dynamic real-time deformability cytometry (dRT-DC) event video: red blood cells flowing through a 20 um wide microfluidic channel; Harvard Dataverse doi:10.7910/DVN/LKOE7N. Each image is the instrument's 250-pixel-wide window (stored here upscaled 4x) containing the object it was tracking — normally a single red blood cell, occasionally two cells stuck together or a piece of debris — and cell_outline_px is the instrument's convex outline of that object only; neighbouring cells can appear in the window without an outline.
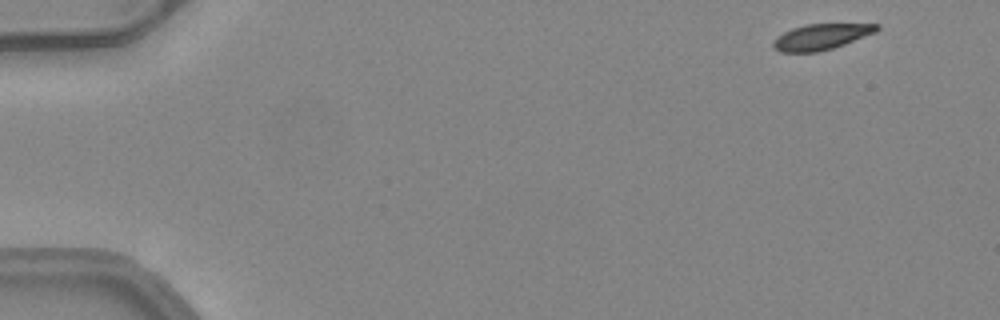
{"species": "common noctule bat (a hibernating species)", "species_latin": "Nyctalus noctula", "temperature_condition": "warm", "stored_images_in_passage": 48, "camera_frame_rate_fps": 3000, "um_per_image_px": 0.085, "animal": {"sex": "female", "body_mass_g": 24.6, "forearm_length_mm": 56.2}, "frame": {"image": 1, "passage_image": 1, "time_ms": 0.0, "image_size_px": [1000, 320], "cell_outline_px": [[880, 28], [876, 32], [844, 44], [832, 48], [816, 52], [780, 52], [772, 48], [772, 40], [776, 36], [792, 28], [804, 24], [880, 24]], "centroid_in_image_um": [69.75, 3.13], "position_along_channel_um": 15.3, "area_um2": 15.61}}
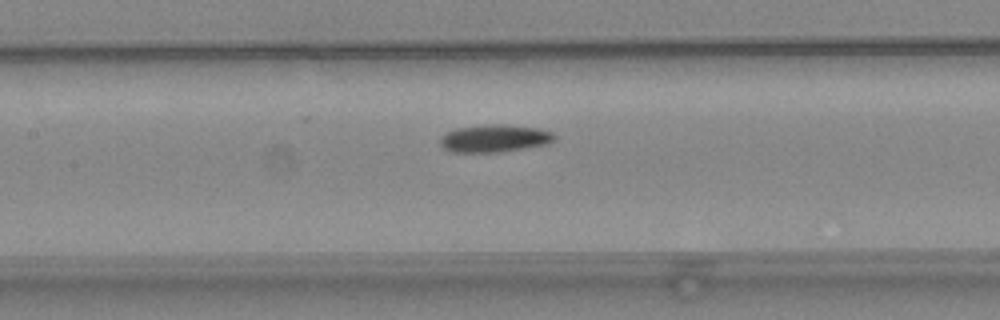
{"frame": {"image": 2, "passage_image": 22, "time_ms": 7.0, "image_size_px": [1000, 320], "cell_outline_px": [[556, 140], [548, 144], [500, 152], [452, 152], [444, 148], [440, 144], [440, 136], [456, 128], [488, 124], [500, 124], [536, 128], [552, 132], [556, 136]], "centroid_in_image_um": [42.04, 11.76], "position_along_channel_um": 165.4, "area_um2": 18.32}}
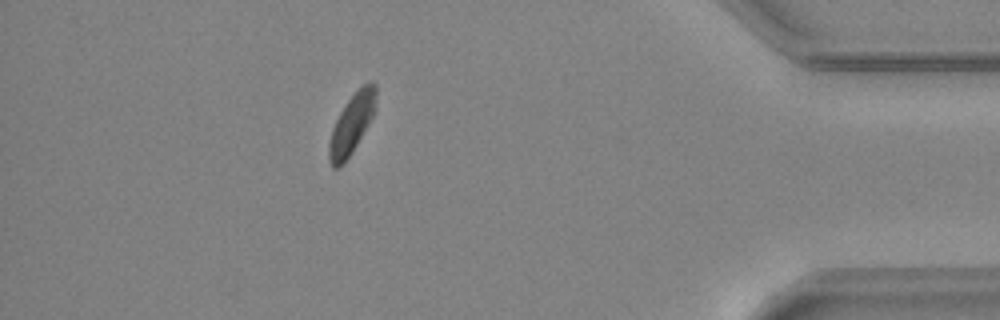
{"frame": {"image": 3, "passage_image": 43, "time_ms": 14.0, "image_size_px": [1000, 320], "cell_outline_px": [[376, 112], [352, 152], [344, 164], [340, 168], [332, 168], [328, 160], [328, 144], [332, 128], [340, 112], [348, 100], [368, 80], [372, 80], [376, 84]], "centroid_in_image_um": [29.9, 10.56], "position_along_channel_um": 405.3, "area_um2": 16.59}, "authors_computed_cell_mechanics": {"area_um2": 17.2822, "velocity_mm_per_s": 4.058, "shape_relaxation_time_tau1_ms": 4.3729, "shape_relaxation_time_tau2_ms": null, "deformation_change_tau1": 0.1209, "deformation_change_tau2": null}}